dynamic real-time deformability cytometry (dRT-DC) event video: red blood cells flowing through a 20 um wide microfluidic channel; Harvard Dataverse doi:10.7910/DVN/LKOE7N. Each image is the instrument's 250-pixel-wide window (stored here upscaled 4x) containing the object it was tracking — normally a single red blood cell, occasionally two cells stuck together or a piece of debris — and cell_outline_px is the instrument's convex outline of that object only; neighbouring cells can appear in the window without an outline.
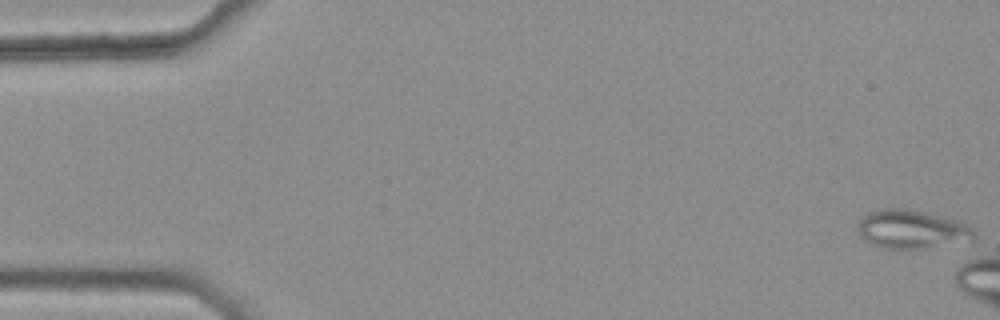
{"species": "common noctule bat (a hibernating species)", "species_latin": "Nyctalus noctula", "temperature_condition": "warm", "stored_images_in_passage": 1, "camera_frame_rate_fps": 3000, "um_per_image_px": 0.085, "animal": {"sex": "female", "body_mass_g": 25.1}, "frame": {"image": 1, "passage_image": 1, "time_ms": 0.0, "image_size_px": [1000, 320], "cell_outline_px": [[976, 236], [972, 244], [924, 248], [880, 248], [864, 240], [860, 236], [856, 228], [860, 220], [868, 212], [884, 208], [904, 208], [928, 212], [944, 216], [968, 224], [976, 232]], "centroid_in_image_um": [77.6, 19.51], "position_along_channel_um": 7.4, "area_um2": 27.11}}